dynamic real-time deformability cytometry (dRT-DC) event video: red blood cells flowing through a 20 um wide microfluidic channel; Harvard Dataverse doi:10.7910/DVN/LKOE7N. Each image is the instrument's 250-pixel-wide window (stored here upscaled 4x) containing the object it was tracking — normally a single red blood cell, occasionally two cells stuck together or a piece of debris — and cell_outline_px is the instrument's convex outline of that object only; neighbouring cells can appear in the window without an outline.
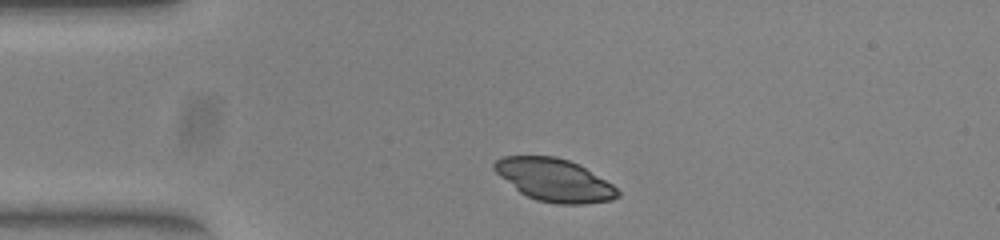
{"species": "common noctule bat (a hibernating species)", "species_latin": "Nyctalus noctula", "temperature_condition": "warm", "stored_images_in_passage": 5, "segment_of_instrument_passage": [1, 4], "camera_frame_rate_fps": 3000, "um_per_image_px": 0.085, "animal": {"sex": "female", "body_mass_g": 23.0, "forearm_length_mm": 53.4}, "frame": {"image": 1, "passage_image": 1, "time_ms": 0.0, "image_size_px": [1000, 240], "cell_outline_px": [[616, 192], [612, 196], [604, 200], [544, 200], [532, 196], [524, 192], [500, 172], [496, 164], [504, 160], [516, 156], [544, 156], [564, 160], [576, 164], [608, 184]], "centroid_in_image_um": [47.09, 15.22], "position_along_channel_um": 37.9, "area_um2": 25.95}}